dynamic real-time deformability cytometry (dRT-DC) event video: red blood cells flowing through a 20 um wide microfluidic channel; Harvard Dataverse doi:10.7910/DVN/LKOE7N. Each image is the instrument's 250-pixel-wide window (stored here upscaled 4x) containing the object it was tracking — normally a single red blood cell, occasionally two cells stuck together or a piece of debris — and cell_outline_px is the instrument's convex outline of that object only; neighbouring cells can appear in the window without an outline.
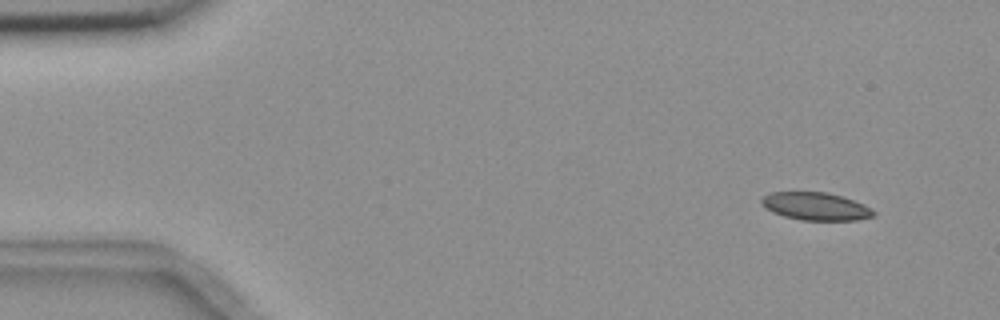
{"species": "common noctule bat (a hibernating species)", "species_latin": "Nyctalus noctula", "temperature_condition": "room temperature", "stored_images_in_passage": 5, "camera_frame_rate_fps": 3000, "um_per_image_px": 0.085, "animal": {"sex": "female", "body_mass_g": 18.4}, "frame": {"image": 1, "passage_image": 2, "time_ms": 1.0, "image_size_px": [1000, 320], "cell_outline_px": [[876, 216], [856, 220], [800, 220], [784, 216], [772, 212], [764, 208], [760, 204], [760, 200], [764, 196], [772, 192], [828, 192], [864, 204], [876, 212]], "centroid_in_image_um": [69.32, 17.54], "position_along_channel_um": 15.7, "area_um2": 18.21}}
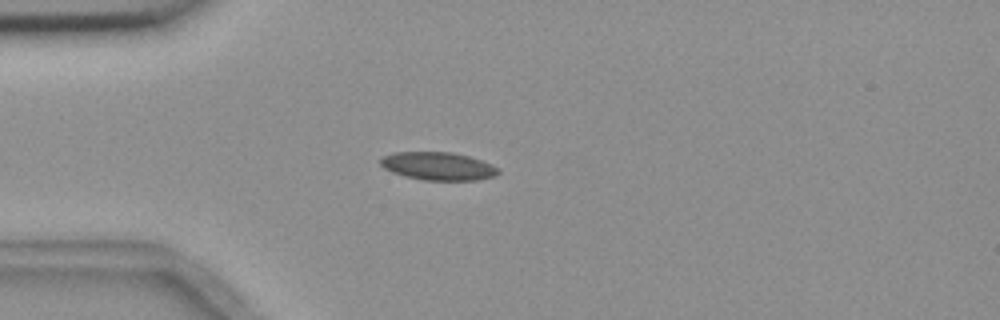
{"frame": {"image": 2, "passage_image": 5, "time_ms": 4.333, "image_size_px": [1000, 320], "cell_outline_px": [[500, 172], [492, 176], [476, 180], [424, 180], [404, 176], [392, 172], [384, 168], [380, 164], [380, 156], [392, 152], [452, 152], [468, 156], [492, 164]], "centroid_in_image_um": [37.17, 14.11], "position_along_channel_um": 47.8, "area_um2": 19.19}}